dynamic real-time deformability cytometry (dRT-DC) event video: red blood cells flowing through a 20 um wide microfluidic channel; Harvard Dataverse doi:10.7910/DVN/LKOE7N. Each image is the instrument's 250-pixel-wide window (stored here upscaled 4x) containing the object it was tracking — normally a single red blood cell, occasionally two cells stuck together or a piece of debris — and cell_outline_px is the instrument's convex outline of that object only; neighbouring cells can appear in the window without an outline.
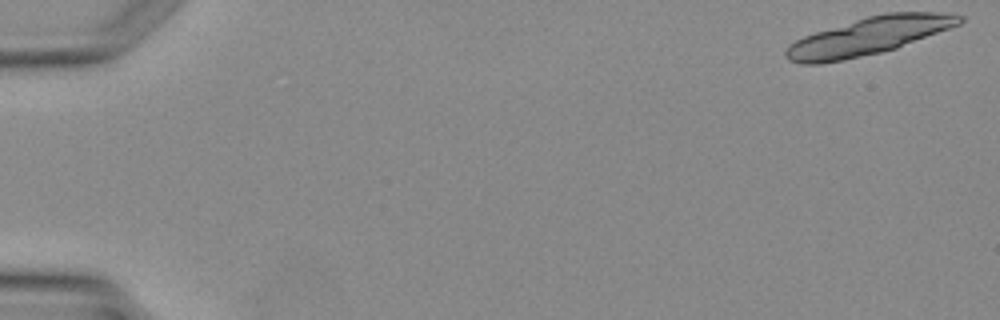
{"species": "Egyptian fruit bat (a non-hibernating species)", "species_latin": "Rousettus aegyptiacus", "temperature_condition": "warm", "stored_images_in_passage": 4, "camera_frame_rate_fps": 3000, "um_per_image_px": 0.085, "animal": {"sex": "female"}, "frame": {"image": 1, "passage_image": 1, "time_ms": 0.0, "image_size_px": [1000, 320], "cell_outline_px": [[964, 20], [960, 24], [896, 48], [880, 52], [844, 60], [820, 64], [800, 64], [788, 60], [784, 52], [796, 40], [804, 36], [816, 32], [868, 16], [888, 12], [952, 12], [964, 16]], "centroid_in_image_um": [73.87, 3.07], "position_along_channel_um": 11.1, "area_um2": 37.69}}